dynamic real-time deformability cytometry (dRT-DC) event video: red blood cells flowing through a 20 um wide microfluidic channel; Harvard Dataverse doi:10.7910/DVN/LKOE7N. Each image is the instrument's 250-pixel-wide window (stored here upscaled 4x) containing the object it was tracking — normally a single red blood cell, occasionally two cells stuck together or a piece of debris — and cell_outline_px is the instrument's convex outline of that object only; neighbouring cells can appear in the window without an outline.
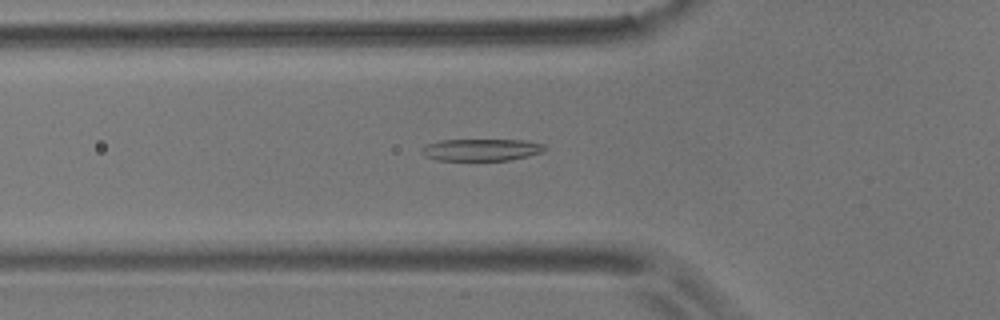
{"species": "common noctule bat (a hibernating species)", "species_latin": "Nyctalus noctula", "temperature_condition": "room temperature", "stored_images_in_passage": 43, "camera_frame_rate_fps": 3000, "um_per_image_px": 0.085, "animal": {"sex": "male", "body_mass_g": 17.9}, "frame": {"image": 1, "passage_image": 6, "time_ms": 1.667, "image_size_px": [1000, 320], "cell_outline_px": [[548, 148], [544, 152], [528, 156], [508, 160], [436, 160], [424, 156], [420, 152], [420, 148], [428, 144], [440, 140], [524, 140], [544, 144]], "centroid_in_image_um": [40.92, 12.73], "position_along_channel_um": 84.9, "area_um2": 15.9}}
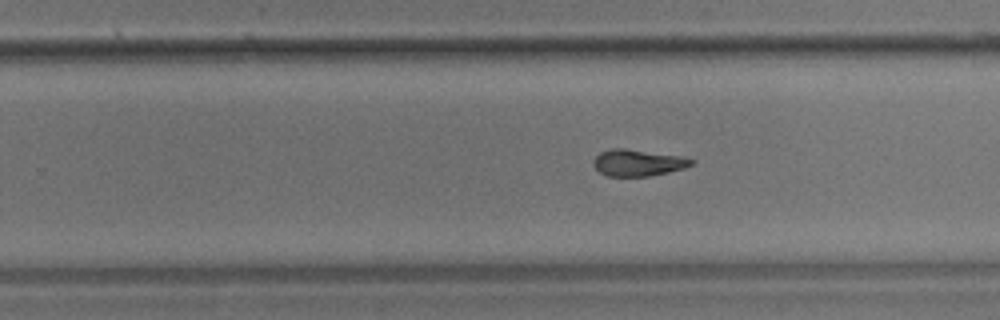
{"frame": {"image": 2, "passage_image": 22, "time_ms": 7.0, "image_size_px": [1000, 320], "cell_outline_px": [[696, 160], [692, 164], [684, 168], [668, 172], [648, 176], [608, 176], [600, 172], [592, 164], [592, 160], [600, 152], [612, 148], [624, 148], [680, 156]], "centroid_in_image_um": [54.2, 13.83], "position_along_channel_um": 275.6, "area_um2": 15.09}}
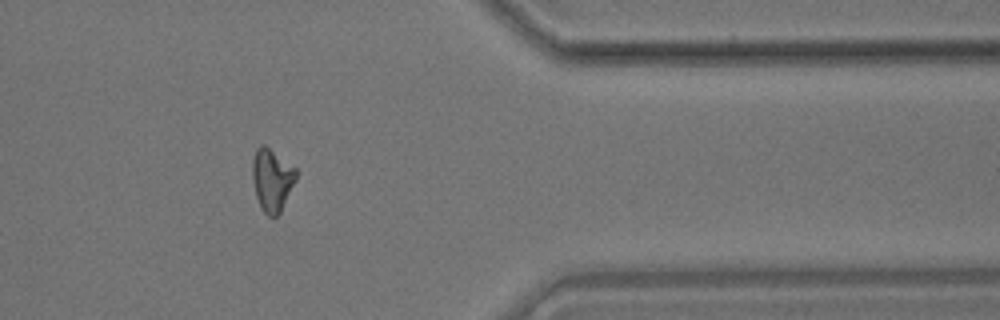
{"frame": {"image": 3, "passage_image": 33, "time_ms": 10.667, "image_size_px": [1000, 320], "cell_outline_px": [[296, 180], [280, 212], [276, 216], [268, 216], [260, 208], [256, 196], [252, 176], [252, 160], [256, 148], [260, 144], [264, 144], [296, 168]], "centroid_in_image_um": [23.1, 15.27], "position_along_channel_um": 388.3, "area_um2": 15.9}, "authors_computed_cell_mechanics": {"area_um2": 15.606, "velocity_mm_per_s": 3.5728, "shape_relaxation_time_tau1_ms": 7.7158, "shape_relaxation_time_tau2_ms": 4.0946, "deformation_change_tau1": 0.2318, "deformation_change_tau2": 0.1374}}